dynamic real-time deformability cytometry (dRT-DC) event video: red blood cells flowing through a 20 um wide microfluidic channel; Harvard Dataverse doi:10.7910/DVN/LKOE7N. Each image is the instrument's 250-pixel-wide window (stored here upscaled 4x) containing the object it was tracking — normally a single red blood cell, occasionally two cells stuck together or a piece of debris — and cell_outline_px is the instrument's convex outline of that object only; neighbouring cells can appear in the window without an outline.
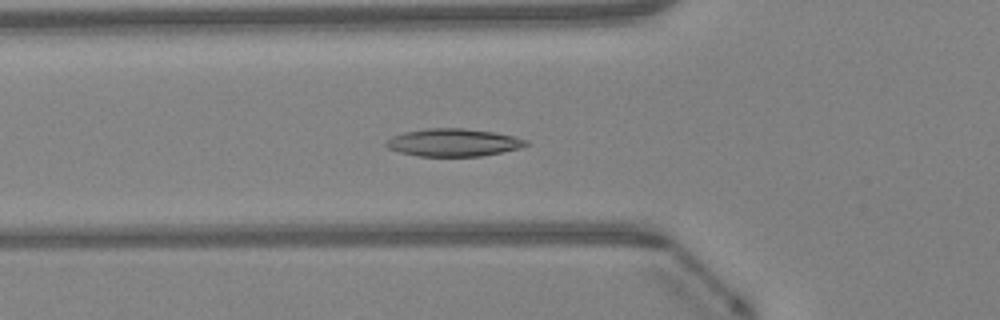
{"species": "Egyptian fruit bat (a non-hibernating species)", "species_latin": "Rousettus aegyptiacus", "temperature_condition": "warm", "stored_images_in_passage": 36, "camera_frame_rate_fps": 3000, "um_per_image_px": 0.085, "animal": {"sex": "female"}, "frame": {"image": 1, "passage_image": 5, "time_ms": 1.333, "image_size_px": [1000, 320], "cell_outline_px": [[528, 144], [520, 148], [480, 156], [416, 156], [400, 152], [388, 148], [384, 144], [392, 136], [404, 132], [428, 128], [460, 128], [496, 132], [528, 140]], "centroid_in_image_um": [38.52, 12.11], "position_along_channel_um": 87.3, "area_um2": 22.43}}
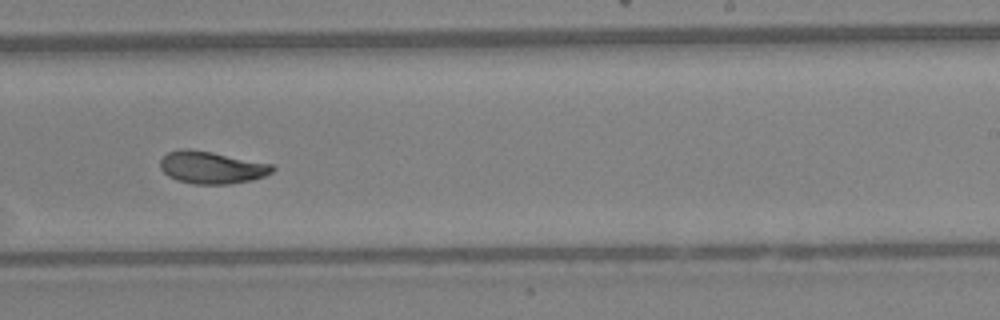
{"frame": {"image": 2, "passage_image": 18, "time_ms": 5.667, "image_size_px": [1000, 320], "cell_outline_px": [[276, 168], [272, 172], [264, 176], [252, 180], [228, 184], [192, 184], [176, 180], [168, 176], [160, 168], [160, 160], [168, 152], [180, 148], [188, 148], [212, 152], [272, 164]], "centroid_in_image_um": [17.97, 14.23], "position_along_channel_um": 271.0, "area_um2": 21.21}}
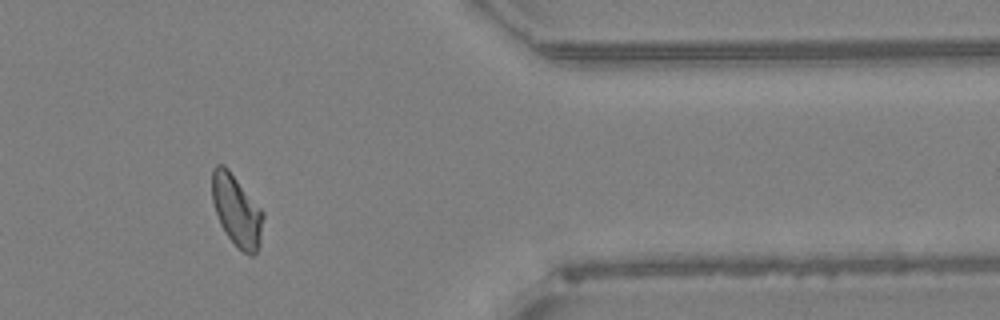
{"frame": {"image": 3, "passage_image": 28, "time_ms": 9.0, "image_size_px": [1000, 320], "cell_outline_px": [[264, 216], [260, 244], [256, 256], [248, 256], [236, 248], [220, 224], [212, 200], [212, 168], [216, 164], [224, 164], [228, 168], [264, 212]], "centroid_in_image_um": [20.13, 17.93], "position_along_channel_um": 391.3, "area_um2": 21.56}, "authors_computed_cell_mechanics": {"area_um2": 21.097, "velocity_mm_per_s": 4.2563, "shape_relaxation_time_tau1_ms": 8.5967, "shape_relaxation_time_tau2_ms": 2.8218, "deformation_change_tau1": 0.2078, "deformation_change_tau2": 0.0797}}